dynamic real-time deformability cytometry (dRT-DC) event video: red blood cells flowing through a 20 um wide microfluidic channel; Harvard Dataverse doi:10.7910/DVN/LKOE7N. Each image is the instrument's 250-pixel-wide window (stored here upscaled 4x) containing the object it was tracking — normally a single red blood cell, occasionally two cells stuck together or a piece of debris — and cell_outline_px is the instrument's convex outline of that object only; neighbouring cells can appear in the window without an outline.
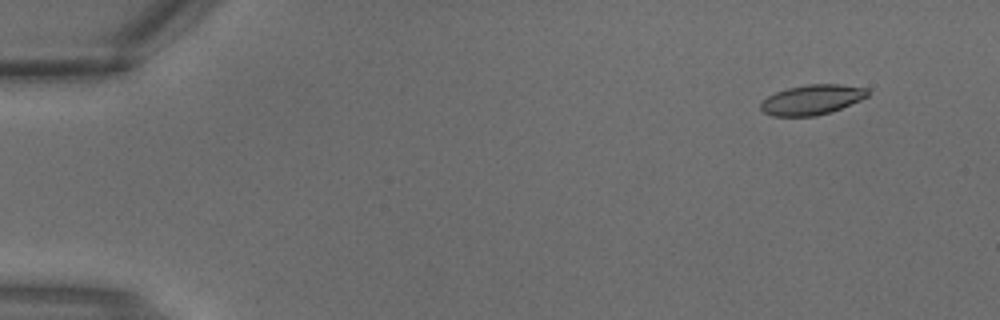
{"species": "common noctule bat (a hibernating species)", "species_latin": "Nyctalus noctula", "temperature_condition": "warm", "stored_images_in_passage": 3, "camera_frame_rate_fps": 3000, "um_per_image_px": 0.085, "animal": {"sex": "male", "body_mass_g": 18.8}, "frame": {"image": 1, "passage_image": 1, "time_ms": 0.0, "image_size_px": [1000, 320], "cell_outline_px": [[868, 96], [860, 100], [832, 112], [816, 116], [772, 116], [764, 112], [760, 108], [760, 104], [768, 96], [776, 92], [788, 88], [808, 84], [840, 84], [868, 88]], "centroid_in_image_um": [69.03, 8.48], "position_along_channel_um": 16.0, "area_um2": 18.67}}
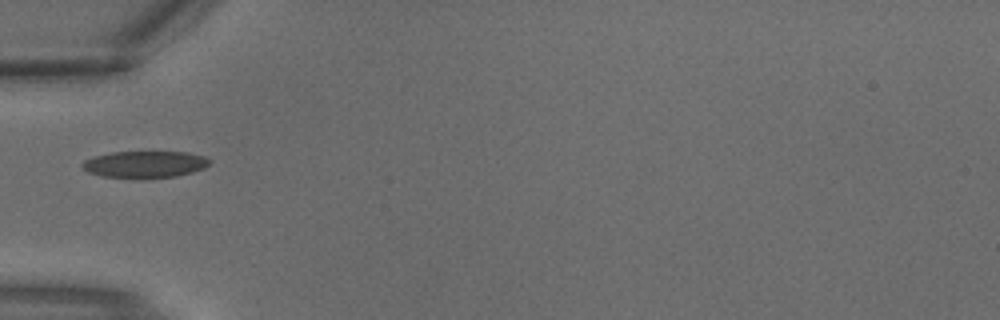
{"frame": {"image": 2, "passage_image": 3, "time_ms": 0.667, "image_size_px": [1000, 320], "cell_outline_px": [[212, 160], [204, 168], [192, 172], [176, 176], [140, 180], [136, 180], [100, 176], [88, 172], [80, 164], [84, 160], [92, 156], [112, 152], [188, 152], [204, 156]], "centroid_in_image_um": [12.28, 13.99], "position_along_channel_um": 72.7, "area_um2": 20.46}}